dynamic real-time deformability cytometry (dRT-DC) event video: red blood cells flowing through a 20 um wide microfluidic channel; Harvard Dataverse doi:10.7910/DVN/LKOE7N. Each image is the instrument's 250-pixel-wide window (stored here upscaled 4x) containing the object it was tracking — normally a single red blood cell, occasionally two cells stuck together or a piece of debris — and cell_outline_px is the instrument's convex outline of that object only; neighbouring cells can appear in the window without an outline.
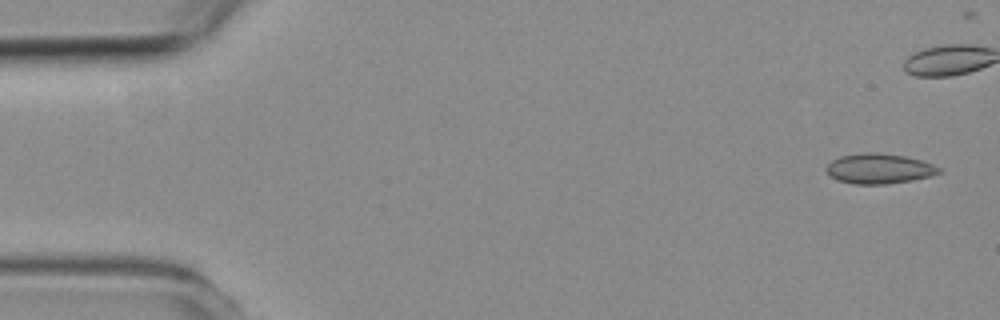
{"species": "common noctule bat (a hibernating species)", "species_latin": "Nyctalus noctula", "temperature_condition": "room temperature", "stored_images_in_passage": 7, "camera_frame_rate_fps": 3000, "um_per_image_px": 0.085, "animal": {"sex": "female", "body_mass_g": 19.3, "forearm_length_mm": 54.1}, "frame": {"image": 1, "passage_image": 1, "time_ms": 0.0, "image_size_px": [1000, 320], "cell_outline_px": [[944, 172], [932, 176], [912, 180], [884, 184], [856, 184], [836, 180], [828, 172], [828, 164], [832, 160], [840, 156], [860, 152], [876, 152], [904, 156], [920, 160], [944, 168]], "centroid_in_image_um": [74.79, 14.33], "position_along_channel_um": 10.2, "area_um2": 19.83}}
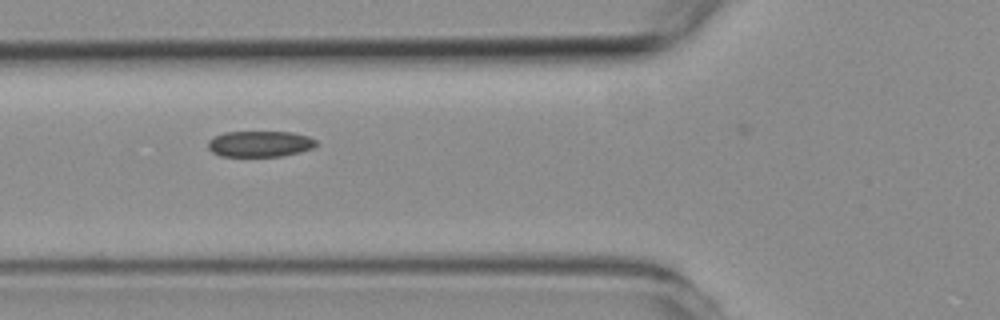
{"frame": {"image": 2, "passage_image": 6, "time_ms": 6.667, "image_size_px": [1000, 320], "cell_outline_px": [[316, 144], [312, 148], [300, 152], [284, 156], [220, 156], [212, 152], [208, 148], [208, 140], [224, 132], [292, 132], [308, 136], [316, 140]], "centroid_in_image_um": [22.08, 12.23], "position_along_channel_um": 103.7, "area_um2": 16.36}}